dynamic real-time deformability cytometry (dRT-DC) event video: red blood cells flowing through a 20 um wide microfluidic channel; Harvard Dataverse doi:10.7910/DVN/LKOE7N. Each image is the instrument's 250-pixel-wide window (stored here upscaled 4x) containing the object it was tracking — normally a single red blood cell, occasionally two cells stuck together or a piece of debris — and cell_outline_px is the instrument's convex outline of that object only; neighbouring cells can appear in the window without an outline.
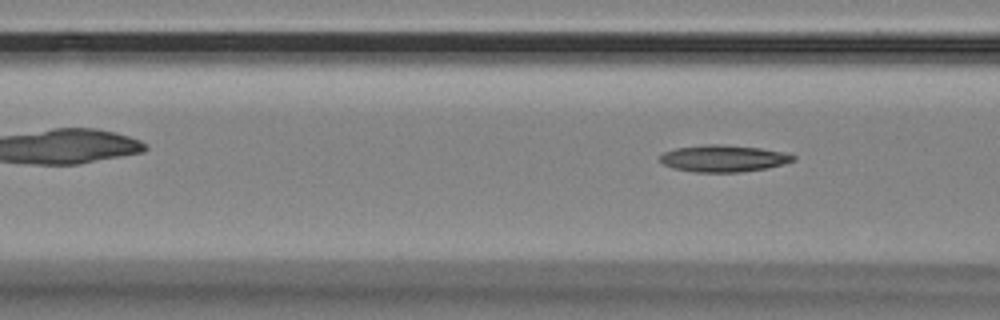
{"species": "Egyptian fruit bat (a non-hibernating species)", "species_latin": "Rousettus aegyptiacus", "temperature_condition": "room temperature", "stored_images_in_passage": 8, "segment_of_instrument_passage": [2, 2], "camera_frame_rate_fps": 3000, "um_per_image_px": 0.085, "animal": {"sex": "female"}, "frame": {"image": 1, "passage_image": 8, "time_ms": 2.333, "image_size_px": [1000, 320], "cell_outline_px": [[796, 160], [784, 164], [768, 168], [740, 172], [696, 172], [672, 168], [664, 164], [660, 160], [660, 156], [664, 152], [676, 148], [704, 144], [720, 144], [760, 148], [784, 152], [796, 156]], "centroid_in_image_um": [61.52, 13.47], "position_along_channel_um": 105.1, "area_um2": 20.87}}